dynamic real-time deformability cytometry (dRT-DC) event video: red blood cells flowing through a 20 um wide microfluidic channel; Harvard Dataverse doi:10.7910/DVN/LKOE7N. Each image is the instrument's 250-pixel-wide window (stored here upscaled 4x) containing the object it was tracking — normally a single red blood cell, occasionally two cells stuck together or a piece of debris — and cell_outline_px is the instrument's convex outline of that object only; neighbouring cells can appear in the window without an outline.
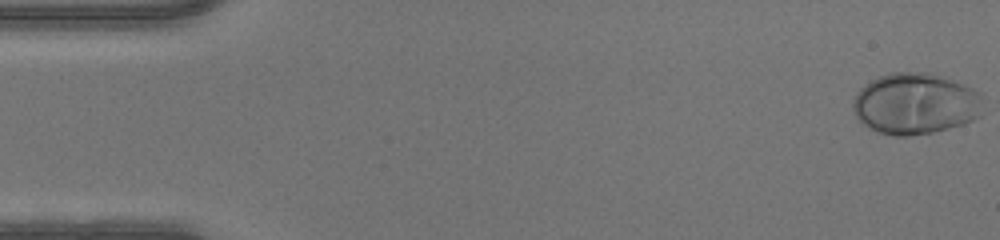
{"species": "human", "species_latin": "Homo sapiens", "temperature_condition": "warm", "stored_images_in_passage": 48, "camera_frame_rate_fps": 3000, "um_per_image_px": 0.085, "donor": {"sex": "male"}, "frame": {"image": 1, "passage_image": 1, "time_ms": 0.0, "image_size_px": [1000, 240], "cell_outline_px": [[980, 116], [964, 124], [932, 132], [908, 136], [892, 136], [876, 132], [864, 124], [856, 116], [852, 108], [852, 100], [856, 92], [864, 84], [880, 76], [892, 72], [928, 72], [952, 80], [972, 88], [980, 92]], "centroid_in_image_um": [77.76, 8.82], "position_along_channel_um": 7.2, "area_um2": 46.41}}
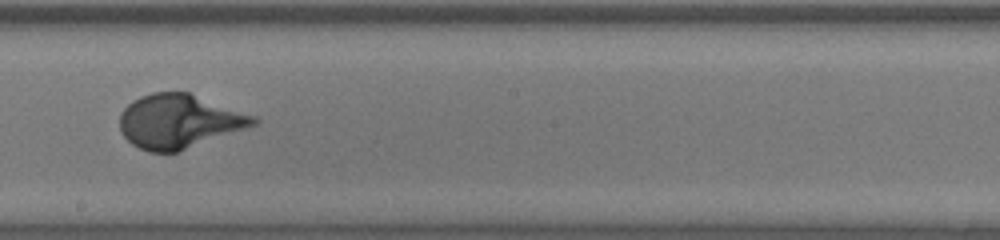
{"frame": {"image": 2, "passage_image": 27, "time_ms": 8.667, "image_size_px": [1000, 240], "cell_outline_px": [[260, 120], [256, 124], [176, 152], [148, 152], [132, 144], [120, 132], [120, 112], [128, 104], [140, 96], [152, 92], [188, 92], [256, 116]], "centroid_in_image_um": [15.19, 10.3], "position_along_channel_um": 233.0, "area_um2": 41.62}}
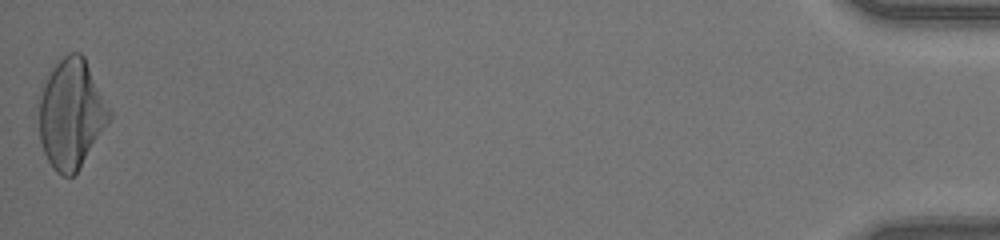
{"frame": {"image": 3, "passage_image": 48, "time_ms": 15.667, "image_size_px": [1000, 240], "cell_outline_px": [[112, 116], [80, 168], [72, 176], [64, 176], [56, 172], [52, 168], [44, 152], [40, 140], [36, 96], [52, 64], [68, 52], [80, 52], [84, 56], [112, 112]], "centroid_in_image_um": [6.0, 9.62], "position_along_channel_um": 429.2, "area_um2": 45.78}}